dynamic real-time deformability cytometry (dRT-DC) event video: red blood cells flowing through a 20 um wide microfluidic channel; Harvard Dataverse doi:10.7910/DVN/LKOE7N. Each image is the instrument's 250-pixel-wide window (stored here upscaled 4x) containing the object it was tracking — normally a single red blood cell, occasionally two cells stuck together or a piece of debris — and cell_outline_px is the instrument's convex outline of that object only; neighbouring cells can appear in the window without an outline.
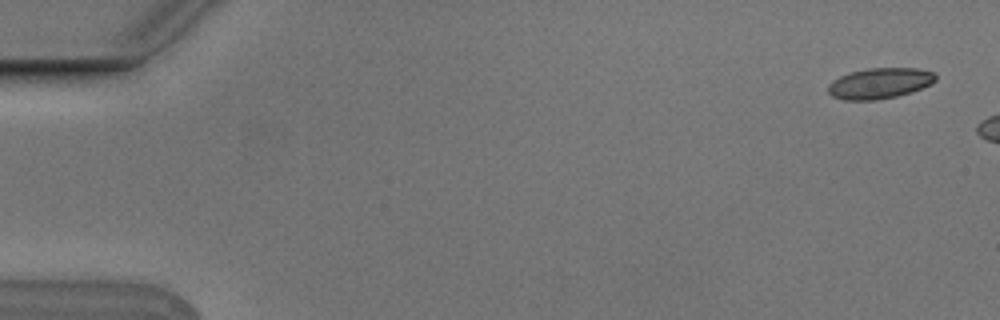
{"species": "Egyptian fruit bat (a non-hibernating species)", "species_latin": "Rousettus aegyptiacus", "temperature_condition": "cold", "stored_images_in_passage": 3, "camera_frame_rate_fps": 3000, "um_per_image_px": 0.085, "animal": {"sex": "male"}, "frame": {"image": 1, "passage_image": 1, "time_ms": 0.0, "image_size_px": [1000, 320], "cell_outline_px": [[936, 80], [932, 84], [912, 92], [896, 96], [876, 100], [844, 100], [832, 96], [828, 92], [828, 84], [832, 80], [848, 72], [868, 68], [920, 68], [936, 72]], "centroid_in_image_um": [74.79, 7.07], "position_along_channel_um": 10.2, "area_um2": 19.54}}